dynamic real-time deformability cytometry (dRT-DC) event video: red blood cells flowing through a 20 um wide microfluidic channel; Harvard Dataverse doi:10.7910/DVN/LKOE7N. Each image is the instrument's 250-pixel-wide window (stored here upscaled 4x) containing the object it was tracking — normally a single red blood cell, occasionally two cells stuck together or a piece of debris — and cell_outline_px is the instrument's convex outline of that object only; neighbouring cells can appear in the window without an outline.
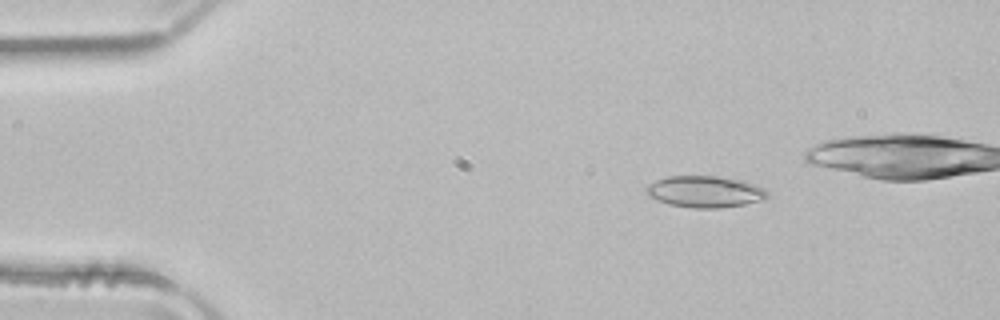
{"species": "common noctule bat (a hibernating species)", "species_latin": "Nyctalus noctula", "temperature_condition": "room temperature", "stored_images_in_passage": 10, "camera_frame_rate_fps": 3000, "um_per_image_px": 0.085, "animal": {"sex": "male", "body_mass_g": 21.5, "forearm_length_mm": 52.0}, "frame": {"image": 1, "passage_image": 2, "time_ms": 0.333, "image_size_px": [1000, 320], "cell_outline_px": [[768, 196], [764, 200], [744, 204], [720, 208], [692, 208], [668, 204], [648, 196], [644, 192], [644, 188], [648, 184], [656, 180], [668, 176], [732, 176], [744, 180], [764, 188], [768, 192]], "centroid_in_image_um": [59.93, 16.28], "position_along_channel_um": 25.1, "area_um2": 22.72}}